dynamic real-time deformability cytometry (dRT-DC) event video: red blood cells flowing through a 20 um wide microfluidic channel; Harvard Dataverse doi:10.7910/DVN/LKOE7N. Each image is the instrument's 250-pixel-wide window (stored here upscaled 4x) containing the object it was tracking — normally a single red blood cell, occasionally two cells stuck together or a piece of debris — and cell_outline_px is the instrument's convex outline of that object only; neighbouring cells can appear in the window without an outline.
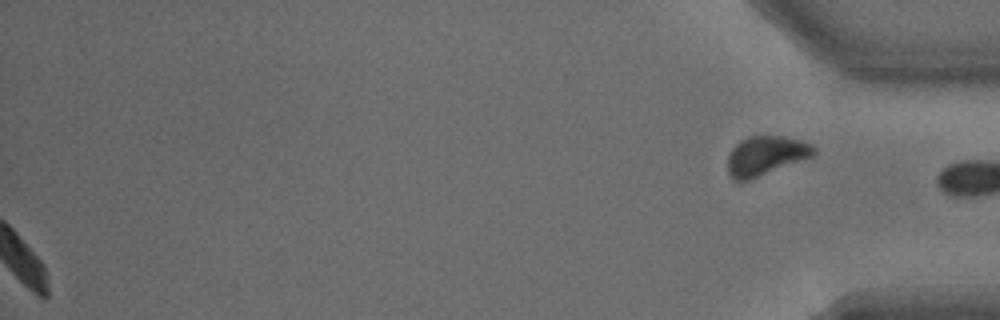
{"species": "common noctule bat (a hibernating species)", "species_latin": "Nyctalus noctula", "temperature_condition": "warm", "stored_images_in_passage": 30, "segment_of_instrument_passage": [2, 2], "camera_frame_rate_fps": 3000, "um_per_image_px": 0.085, "animal": {"sex": "male", "body_mass_g": 15.6}, "frame": {"image": 1, "passage_image": 30, "time_ms": 9.667, "image_size_px": [1000, 320], "cell_outline_px": [[816, 156], [740, 184], [732, 180], [728, 172], [728, 156], [732, 148], [740, 140], [748, 136], [784, 136], [804, 140], [812, 144], [816, 148]], "centroid_in_image_um": [65.12, 13.26], "position_along_channel_um": 370.1, "area_um2": 20.52}}